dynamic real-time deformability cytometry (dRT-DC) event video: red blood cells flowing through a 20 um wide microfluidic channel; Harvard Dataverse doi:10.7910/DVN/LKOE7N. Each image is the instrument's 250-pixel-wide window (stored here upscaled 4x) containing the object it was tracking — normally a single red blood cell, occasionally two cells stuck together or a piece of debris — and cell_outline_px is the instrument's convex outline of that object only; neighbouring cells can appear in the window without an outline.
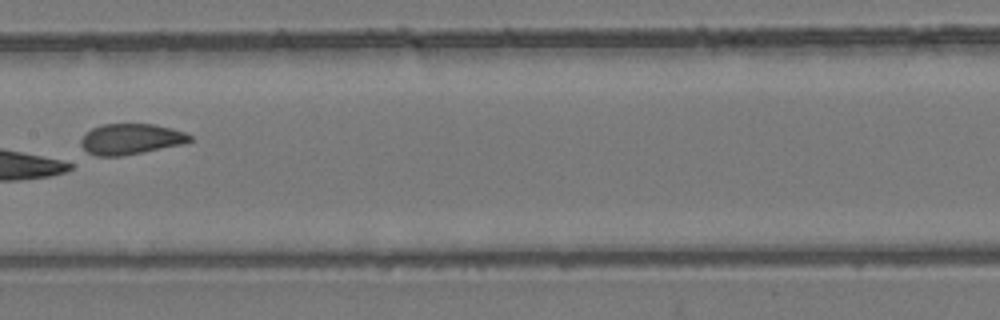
{"species": "common noctule bat (a hibernating species)", "species_latin": "Nyctalus noctula", "temperature_condition": "room temperature", "stored_images_in_passage": 8, "camera_frame_rate_fps": 3000, "um_per_image_px": 0.085, "animal": {"sex": "female", "body_mass_g": 24.6, "forearm_length_mm": 56.2}, "frame": {"image": 1, "passage_image": 6, "time_ms": 6.0, "image_size_px": [1000, 320], "cell_outline_px": [[192, 140], [184, 144], [120, 156], [96, 156], [88, 152], [80, 144], [80, 140], [92, 128], [104, 124], [156, 124], [172, 128], [184, 132], [192, 136]], "centroid_in_image_um": [11.14, 11.81], "position_along_channel_um": 196.3, "area_um2": 19.36}}
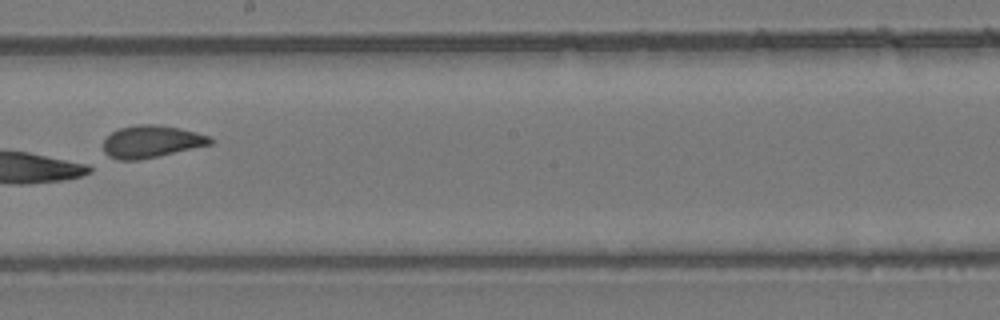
{"frame": {"image": 2, "passage_image": 7, "time_ms": 7.0, "image_size_px": [1000, 320], "cell_outline_px": [[212, 144], [156, 156], [136, 160], [120, 160], [108, 156], [104, 152], [104, 140], [112, 132], [120, 128], [136, 124], [160, 124], [180, 128], [196, 132], [208, 136], [212, 140]], "centroid_in_image_um": [12.85, 12.02], "position_along_channel_um": 235.4, "area_um2": 19.88}}
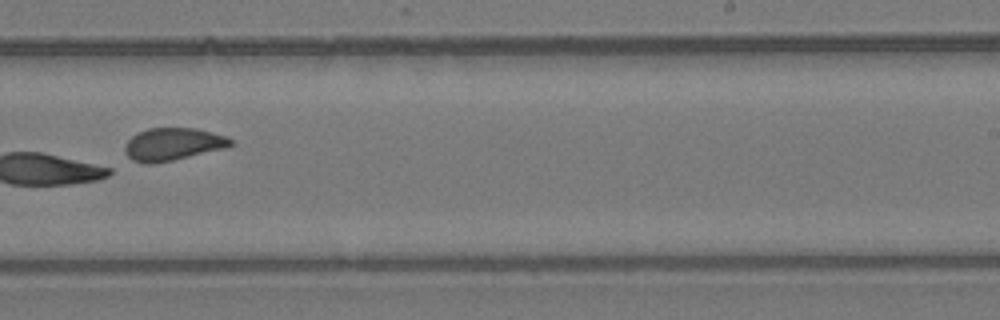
{"frame": {"image": 3, "passage_image": 8, "time_ms": 8.0, "image_size_px": [1000, 320], "cell_outline_px": [[236, 144], [228, 148], [156, 164], [144, 164], [132, 160], [124, 152], [124, 148], [128, 140], [136, 132], [148, 128], [196, 128], [228, 136]], "centroid_in_image_um": [14.73, 12.26], "position_along_channel_um": 274.3, "area_um2": 20.58}}